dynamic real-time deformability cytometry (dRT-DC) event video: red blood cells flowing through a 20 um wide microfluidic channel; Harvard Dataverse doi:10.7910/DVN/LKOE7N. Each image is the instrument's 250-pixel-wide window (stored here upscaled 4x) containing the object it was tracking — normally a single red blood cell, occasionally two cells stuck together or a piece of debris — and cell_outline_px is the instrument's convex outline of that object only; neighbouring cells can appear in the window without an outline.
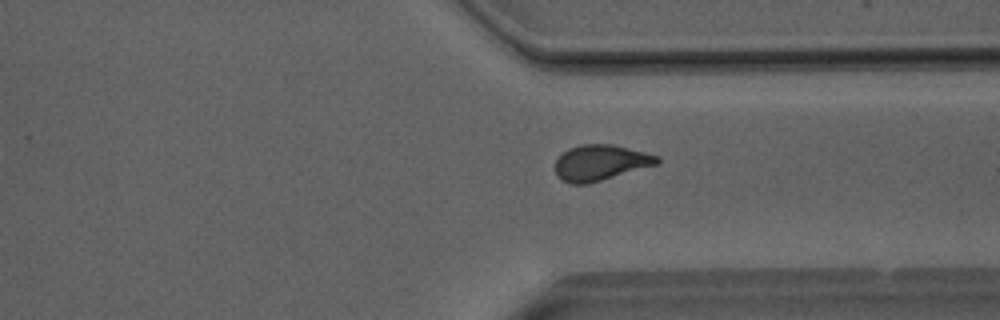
{"species": "Egyptian fruit bat (a non-hibernating species)", "species_latin": "Rousettus aegyptiacus", "temperature_condition": "room temperature", "stored_images_in_passage": 45, "camera_frame_rate_fps": 3000, "um_per_image_px": 0.085, "animal": {"sex": "male"}, "frame": {"image": 1, "passage_image": 39, "time_ms": 12.667, "image_size_px": [1000, 320], "cell_outline_px": [[660, 164], [588, 184], [572, 184], [564, 180], [556, 172], [556, 160], [568, 148], [580, 144], [612, 144], [660, 156]], "centroid_in_image_um": [51.09, 13.82], "position_along_channel_um": 360.3, "area_um2": 21.15}, "authors_computed_cell_mechanics": {"area_um2": 21.7328, "velocity_mm_per_s": 4.0665, "shape_relaxation_time_tau1_ms": 9.9368, "shape_relaxation_time_tau2_ms": 1.8798, "deformation_change_tau1": 0.2296, "deformation_change_tau2": 0.0922}}